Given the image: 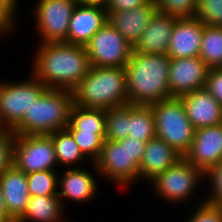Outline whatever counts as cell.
<instances>
[{"label": "cell", "mask_w": 222, "mask_h": 222, "mask_svg": "<svg viewBox=\"0 0 222 222\" xmlns=\"http://www.w3.org/2000/svg\"><path fill=\"white\" fill-rule=\"evenodd\" d=\"M106 22L105 7L78 2L69 22L67 43L85 46Z\"/></svg>", "instance_id": "17"}, {"label": "cell", "mask_w": 222, "mask_h": 222, "mask_svg": "<svg viewBox=\"0 0 222 222\" xmlns=\"http://www.w3.org/2000/svg\"><path fill=\"white\" fill-rule=\"evenodd\" d=\"M150 106L155 119L156 137L184 157L190 149L196 129L187 118L182 100L172 97Z\"/></svg>", "instance_id": "6"}, {"label": "cell", "mask_w": 222, "mask_h": 222, "mask_svg": "<svg viewBox=\"0 0 222 222\" xmlns=\"http://www.w3.org/2000/svg\"><path fill=\"white\" fill-rule=\"evenodd\" d=\"M65 129L68 132H93L105 141L106 110L84 108L73 103Z\"/></svg>", "instance_id": "23"}, {"label": "cell", "mask_w": 222, "mask_h": 222, "mask_svg": "<svg viewBox=\"0 0 222 222\" xmlns=\"http://www.w3.org/2000/svg\"><path fill=\"white\" fill-rule=\"evenodd\" d=\"M82 154L94 163L101 153L104 140L93 132H69Z\"/></svg>", "instance_id": "30"}, {"label": "cell", "mask_w": 222, "mask_h": 222, "mask_svg": "<svg viewBox=\"0 0 222 222\" xmlns=\"http://www.w3.org/2000/svg\"><path fill=\"white\" fill-rule=\"evenodd\" d=\"M184 158L204 174L222 161V124L195 130Z\"/></svg>", "instance_id": "13"}, {"label": "cell", "mask_w": 222, "mask_h": 222, "mask_svg": "<svg viewBox=\"0 0 222 222\" xmlns=\"http://www.w3.org/2000/svg\"><path fill=\"white\" fill-rule=\"evenodd\" d=\"M58 195L30 196L27 208L16 222H68Z\"/></svg>", "instance_id": "22"}, {"label": "cell", "mask_w": 222, "mask_h": 222, "mask_svg": "<svg viewBox=\"0 0 222 222\" xmlns=\"http://www.w3.org/2000/svg\"><path fill=\"white\" fill-rule=\"evenodd\" d=\"M157 11L155 0H151L143 7L111 11L107 15V21L130 45L134 46Z\"/></svg>", "instance_id": "18"}, {"label": "cell", "mask_w": 222, "mask_h": 222, "mask_svg": "<svg viewBox=\"0 0 222 222\" xmlns=\"http://www.w3.org/2000/svg\"><path fill=\"white\" fill-rule=\"evenodd\" d=\"M167 54L131 53L125 66L129 104L150 106L170 98Z\"/></svg>", "instance_id": "2"}, {"label": "cell", "mask_w": 222, "mask_h": 222, "mask_svg": "<svg viewBox=\"0 0 222 222\" xmlns=\"http://www.w3.org/2000/svg\"><path fill=\"white\" fill-rule=\"evenodd\" d=\"M91 66L125 67L133 46L107 21L85 44Z\"/></svg>", "instance_id": "10"}, {"label": "cell", "mask_w": 222, "mask_h": 222, "mask_svg": "<svg viewBox=\"0 0 222 222\" xmlns=\"http://www.w3.org/2000/svg\"><path fill=\"white\" fill-rule=\"evenodd\" d=\"M20 0H0V21H2L14 34L18 29L17 8ZM17 27V28H16Z\"/></svg>", "instance_id": "35"}, {"label": "cell", "mask_w": 222, "mask_h": 222, "mask_svg": "<svg viewBox=\"0 0 222 222\" xmlns=\"http://www.w3.org/2000/svg\"><path fill=\"white\" fill-rule=\"evenodd\" d=\"M199 57L209 68H222V27L205 25Z\"/></svg>", "instance_id": "26"}, {"label": "cell", "mask_w": 222, "mask_h": 222, "mask_svg": "<svg viewBox=\"0 0 222 222\" xmlns=\"http://www.w3.org/2000/svg\"><path fill=\"white\" fill-rule=\"evenodd\" d=\"M80 168H66L58 175V197L65 208L64 200L75 203H87L98 194L97 179L91 171Z\"/></svg>", "instance_id": "14"}, {"label": "cell", "mask_w": 222, "mask_h": 222, "mask_svg": "<svg viewBox=\"0 0 222 222\" xmlns=\"http://www.w3.org/2000/svg\"><path fill=\"white\" fill-rule=\"evenodd\" d=\"M38 1V2H37ZM35 30L41 43L66 42L69 22L78 0H37Z\"/></svg>", "instance_id": "9"}, {"label": "cell", "mask_w": 222, "mask_h": 222, "mask_svg": "<svg viewBox=\"0 0 222 222\" xmlns=\"http://www.w3.org/2000/svg\"><path fill=\"white\" fill-rule=\"evenodd\" d=\"M131 104L106 110L105 140L118 141L129 136Z\"/></svg>", "instance_id": "27"}, {"label": "cell", "mask_w": 222, "mask_h": 222, "mask_svg": "<svg viewBox=\"0 0 222 222\" xmlns=\"http://www.w3.org/2000/svg\"><path fill=\"white\" fill-rule=\"evenodd\" d=\"M158 12L177 18L196 16L198 0H155Z\"/></svg>", "instance_id": "29"}, {"label": "cell", "mask_w": 222, "mask_h": 222, "mask_svg": "<svg viewBox=\"0 0 222 222\" xmlns=\"http://www.w3.org/2000/svg\"><path fill=\"white\" fill-rule=\"evenodd\" d=\"M57 172L43 170L26 174L30 196L57 195L59 175Z\"/></svg>", "instance_id": "28"}, {"label": "cell", "mask_w": 222, "mask_h": 222, "mask_svg": "<svg viewBox=\"0 0 222 222\" xmlns=\"http://www.w3.org/2000/svg\"><path fill=\"white\" fill-rule=\"evenodd\" d=\"M205 181L204 173L184 157L166 171L157 175L152 184L153 193L173 205H181L195 198L196 190ZM202 182V183H201ZM195 194V195H194ZM184 202V203H183Z\"/></svg>", "instance_id": "7"}, {"label": "cell", "mask_w": 222, "mask_h": 222, "mask_svg": "<svg viewBox=\"0 0 222 222\" xmlns=\"http://www.w3.org/2000/svg\"><path fill=\"white\" fill-rule=\"evenodd\" d=\"M12 31L2 22L0 21V40L4 37H8L12 35ZM3 36V37H2ZM2 37V38H1Z\"/></svg>", "instance_id": "40"}, {"label": "cell", "mask_w": 222, "mask_h": 222, "mask_svg": "<svg viewBox=\"0 0 222 222\" xmlns=\"http://www.w3.org/2000/svg\"><path fill=\"white\" fill-rule=\"evenodd\" d=\"M0 222H16V220L9 214L2 191L0 189Z\"/></svg>", "instance_id": "38"}, {"label": "cell", "mask_w": 222, "mask_h": 222, "mask_svg": "<svg viewBox=\"0 0 222 222\" xmlns=\"http://www.w3.org/2000/svg\"><path fill=\"white\" fill-rule=\"evenodd\" d=\"M204 27L205 24L196 17L177 18L167 55L170 58L199 56Z\"/></svg>", "instance_id": "15"}, {"label": "cell", "mask_w": 222, "mask_h": 222, "mask_svg": "<svg viewBox=\"0 0 222 222\" xmlns=\"http://www.w3.org/2000/svg\"><path fill=\"white\" fill-rule=\"evenodd\" d=\"M73 101L80 107L104 110L129 104L125 67L91 66L73 90Z\"/></svg>", "instance_id": "3"}, {"label": "cell", "mask_w": 222, "mask_h": 222, "mask_svg": "<svg viewBox=\"0 0 222 222\" xmlns=\"http://www.w3.org/2000/svg\"><path fill=\"white\" fill-rule=\"evenodd\" d=\"M53 141L55 156L59 166L64 168H80L79 163L87 158L80 151L72 135L66 130H58L48 134ZM74 165V166H73Z\"/></svg>", "instance_id": "24"}, {"label": "cell", "mask_w": 222, "mask_h": 222, "mask_svg": "<svg viewBox=\"0 0 222 222\" xmlns=\"http://www.w3.org/2000/svg\"><path fill=\"white\" fill-rule=\"evenodd\" d=\"M198 199V203L193 205L195 209L191 215L189 213L188 218H185V222H222V206L206 203L205 199Z\"/></svg>", "instance_id": "34"}, {"label": "cell", "mask_w": 222, "mask_h": 222, "mask_svg": "<svg viewBox=\"0 0 222 222\" xmlns=\"http://www.w3.org/2000/svg\"><path fill=\"white\" fill-rule=\"evenodd\" d=\"M37 45L30 72L48 89L73 91L90 70L91 63L84 45L66 42Z\"/></svg>", "instance_id": "1"}, {"label": "cell", "mask_w": 222, "mask_h": 222, "mask_svg": "<svg viewBox=\"0 0 222 222\" xmlns=\"http://www.w3.org/2000/svg\"><path fill=\"white\" fill-rule=\"evenodd\" d=\"M110 0H78L79 3L86 5H97L105 7L108 5Z\"/></svg>", "instance_id": "39"}, {"label": "cell", "mask_w": 222, "mask_h": 222, "mask_svg": "<svg viewBox=\"0 0 222 222\" xmlns=\"http://www.w3.org/2000/svg\"><path fill=\"white\" fill-rule=\"evenodd\" d=\"M181 156L172 146L154 137L146 142L144 155L139 165V180L150 183L157 175L175 165Z\"/></svg>", "instance_id": "19"}, {"label": "cell", "mask_w": 222, "mask_h": 222, "mask_svg": "<svg viewBox=\"0 0 222 222\" xmlns=\"http://www.w3.org/2000/svg\"><path fill=\"white\" fill-rule=\"evenodd\" d=\"M195 129L222 124V105L202 88L179 97Z\"/></svg>", "instance_id": "16"}, {"label": "cell", "mask_w": 222, "mask_h": 222, "mask_svg": "<svg viewBox=\"0 0 222 222\" xmlns=\"http://www.w3.org/2000/svg\"><path fill=\"white\" fill-rule=\"evenodd\" d=\"M195 17L207 26L222 27V0H198Z\"/></svg>", "instance_id": "31"}, {"label": "cell", "mask_w": 222, "mask_h": 222, "mask_svg": "<svg viewBox=\"0 0 222 222\" xmlns=\"http://www.w3.org/2000/svg\"><path fill=\"white\" fill-rule=\"evenodd\" d=\"M150 1L151 0H110L105 9L108 15L111 11L132 10L143 7Z\"/></svg>", "instance_id": "37"}, {"label": "cell", "mask_w": 222, "mask_h": 222, "mask_svg": "<svg viewBox=\"0 0 222 222\" xmlns=\"http://www.w3.org/2000/svg\"><path fill=\"white\" fill-rule=\"evenodd\" d=\"M73 103V91L47 88L12 130L16 135H48L63 130Z\"/></svg>", "instance_id": "4"}, {"label": "cell", "mask_w": 222, "mask_h": 222, "mask_svg": "<svg viewBox=\"0 0 222 222\" xmlns=\"http://www.w3.org/2000/svg\"><path fill=\"white\" fill-rule=\"evenodd\" d=\"M14 166L25 174L56 171L55 148L49 135H16Z\"/></svg>", "instance_id": "11"}, {"label": "cell", "mask_w": 222, "mask_h": 222, "mask_svg": "<svg viewBox=\"0 0 222 222\" xmlns=\"http://www.w3.org/2000/svg\"><path fill=\"white\" fill-rule=\"evenodd\" d=\"M145 146L146 142L129 136L118 141L105 140L99 158L91 165L99 177L128 188L139 181Z\"/></svg>", "instance_id": "5"}, {"label": "cell", "mask_w": 222, "mask_h": 222, "mask_svg": "<svg viewBox=\"0 0 222 222\" xmlns=\"http://www.w3.org/2000/svg\"><path fill=\"white\" fill-rule=\"evenodd\" d=\"M209 192L204 197L206 203L222 206V161L204 174Z\"/></svg>", "instance_id": "32"}, {"label": "cell", "mask_w": 222, "mask_h": 222, "mask_svg": "<svg viewBox=\"0 0 222 222\" xmlns=\"http://www.w3.org/2000/svg\"><path fill=\"white\" fill-rule=\"evenodd\" d=\"M177 17L156 12L133 46L135 52L167 54Z\"/></svg>", "instance_id": "20"}, {"label": "cell", "mask_w": 222, "mask_h": 222, "mask_svg": "<svg viewBox=\"0 0 222 222\" xmlns=\"http://www.w3.org/2000/svg\"><path fill=\"white\" fill-rule=\"evenodd\" d=\"M129 137L147 142L156 137V126L151 106L131 104Z\"/></svg>", "instance_id": "25"}, {"label": "cell", "mask_w": 222, "mask_h": 222, "mask_svg": "<svg viewBox=\"0 0 222 222\" xmlns=\"http://www.w3.org/2000/svg\"><path fill=\"white\" fill-rule=\"evenodd\" d=\"M24 81L0 82V123L13 129L47 87L32 73Z\"/></svg>", "instance_id": "8"}, {"label": "cell", "mask_w": 222, "mask_h": 222, "mask_svg": "<svg viewBox=\"0 0 222 222\" xmlns=\"http://www.w3.org/2000/svg\"><path fill=\"white\" fill-rule=\"evenodd\" d=\"M205 88L222 105V68H210Z\"/></svg>", "instance_id": "36"}, {"label": "cell", "mask_w": 222, "mask_h": 222, "mask_svg": "<svg viewBox=\"0 0 222 222\" xmlns=\"http://www.w3.org/2000/svg\"><path fill=\"white\" fill-rule=\"evenodd\" d=\"M0 189L9 214L17 221L30 200L27 175L15 166L6 169L0 176Z\"/></svg>", "instance_id": "21"}, {"label": "cell", "mask_w": 222, "mask_h": 222, "mask_svg": "<svg viewBox=\"0 0 222 222\" xmlns=\"http://www.w3.org/2000/svg\"><path fill=\"white\" fill-rule=\"evenodd\" d=\"M209 69L199 56L171 58L168 71L170 98L205 88Z\"/></svg>", "instance_id": "12"}, {"label": "cell", "mask_w": 222, "mask_h": 222, "mask_svg": "<svg viewBox=\"0 0 222 222\" xmlns=\"http://www.w3.org/2000/svg\"><path fill=\"white\" fill-rule=\"evenodd\" d=\"M16 134L12 129H0V176L14 166V146Z\"/></svg>", "instance_id": "33"}]
</instances>
